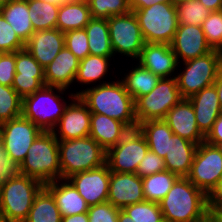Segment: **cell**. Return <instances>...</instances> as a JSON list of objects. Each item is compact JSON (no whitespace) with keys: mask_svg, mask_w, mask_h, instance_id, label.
<instances>
[{"mask_svg":"<svg viewBox=\"0 0 222 222\" xmlns=\"http://www.w3.org/2000/svg\"><path fill=\"white\" fill-rule=\"evenodd\" d=\"M114 55L137 60L145 45L140 26L133 11L107 19Z\"/></svg>","mask_w":222,"mask_h":222,"instance_id":"30bf717a","label":"cell"},{"mask_svg":"<svg viewBox=\"0 0 222 222\" xmlns=\"http://www.w3.org/2000/svg\"><path fill=\"white\" fill-rule=\"evenodd\" d=\"M216 90H217V94H218V98H219V105L220 108L222 110V70L219 73L217 80L214 83Z\"/></svg>","mask_w":222,"mask_h":222,"instance_id":"db71d44e","label":"cell"},{"mask_svg":"<svg viewBox=\"0 0 222 222\" xmlns=\"http://www.w3.org/2000/svg\"><path fill=\"white\" fill-rule=\"evenodd\" d=\"M22 116V98L12 86L0 84V123Z\"/></svg>","mask_w":222,"mask_h":222,"instance_id":"d590c367","label":"cell"},{"mask_svg":"<svg viewBox=\"0 0 222 222\" xmlns=\"http://www.w3.org/2000/svg\"><path fill=\"white\" fill-rule=\"evenodd\" d=\"M0 222H6V221L0 216Z\"/></svg>","mask_w":222,"mask_h":222,"instance_id":"be15d7a7","label":"cell"},{"mask_svg":"<svg viewBox=\"0 0 222 222\" xmlns=\"http://www.w3.org/2000/svg\"><path fill=\"white\" fill-rule=\"evenodd\" d=\"M15 62L12 87L22 99L45 86L44 68L26 49L15 52Z\"/></svg>","mask_w":222,"mask_h":222,"instance_id":"2e32d148","label":"cell"},{"mask_svg":"<svg viewBox=\"0 0 222 222\" xmlns=\"http://www.w3.org/2000/svg\"><path fill=\"white\" fill-rule=\"evenodd\" d=\"M23 49H25V43L0 12V53L17 52Z\"/></svg>","mask_w":222,"mask_h":222,"instance_id":"60d3db41","label":"cell"},{"mask_svg":"<svg viewBox=\"0 0 222 222\" xmlns=\"http://www.w3.org/2000/svg\"><path fill=\"white\" fill-rule=\"evenodd\" d=\"M170 46L178 63L206 55L213 50L206 41L202 26L196 25H178Z\"/></svg>","mask_w":222,"mask_h":222,"instance_id":"e0dca14e","label":"cell"},{"mask_svg":"<svg viewBox=\"0 0 222 222\" xmlns=\"http://www.w3.org/2000/svg\"><path fill=\"white\" fill-rule=\"evenodd\" d=\"M208 206L209 208H222V177L217 186L208 195Z\"/></svg>","mask_w":222,"mask_h":222,"instance_id":"c3c4849f","label":"cell"},{"mask_svg":"<svg viewBox=\"0 0 222 222\" xmlns=\"http://www.w3.org/2000/svg\"><path fill=\"white\" fill-rule=\"evenodd\" d=\"M179 178L174 173L164 170L142 178L145 201L159 203Z\"/></svg>","mask_w":222,"mask_h":222,"instance_id":"e575fe53","label":"cell"},{"mask_svg":"<svg viewBox=\"0 0 222 222\" xmlns=\"http://www.w3.org/2000/svg\"><path fill=\"white\" fill-rule=\"evenodd\" d=\"M68 180L75 186L89 207L108 200L110 170L107 164L76 173Z\"/></svg>","mask_w":222,"mask_h":222,"instance_id":"9a60e30c","label":"cell"},{"mask_svg":"<svg viewBox=\"0 0 222 222\" xmlns=\"http://www.w3.org/2000/svg\"><path fill=\"white\" fill-rule=\"evenodd\" d=\"M34 32L56 28L60 4L41 0H27Z\"/></svg>","mask_w":222,"mask_h":222,"instance_id":"836d02e7","label":"cell"},{"mask_svg":"<svg viewBox=\"0 0 222 222\" xmlns=\"http://www.w3.org/2000/svg\"><path fill=\"white\" fill-rule=\"evenodd\" d=\"M153 3L173 4V0H129L131 11L150 7Z\"/></svg>","mask_w":222,"mask_h":222,"instance_id":"681fc988","label":"cell"},{"mask_svg":"<svg viewBox=\"0 0 222 222\" xmlns=\"http://www.w3.org/2000/svg\"><path fill=\"white\" fill-rule=\"evenodd\" d=\"M188 1H193V0H173V4L175 6L179 5V4H182L184 2H188Z\"/></svg>","mask_w":222,"mask_h":222,"instance_id":"680465c9","label":"cell"},{"mask_svg":"<svg viewBox=\"0 0 222 222\" xmlns=\"http://www.w3.org/2000/svg\"><path fill=\"white\" fill-rule=\"evenodd\" d=\"M178 25L202 26L204 20L210 15L208 10L198 0L184 2L176 6Z\"/></svg>","mask_w":222,"mask_h":222,"instance_id":"74e56055","label":"cell"},{"mask_svg":"<svg viewBox=\"0 0 222 222\" xmlns=\"http://www.w3.org/2000/svg\"><path fill=\"white\" fill-rule=\"evenodd\" d=\"M80 60L64 47L53 61L44 67L45 85L69 89L74 84Z\"/></svg>","mask_w":222,"mask_h":222,"instance_id":"7402d4cb","label":"cell"},{"mask_svg":"<svg viewBox=\"0 0 222 222\" xmlns=\"http://www.w3.org/2000/svg\"><path fill=\"white\" fill-rule=\"evenodd\" d=\"M133 12L145 43L171 44L178 27L174 4L153 3L150 7Z\"/></svg>","mask_w":222,"mask_h":222,"instance_id":"52a82bcc","label":"cell"},{"mask_svg":"<svg viewBox=\"0 0 222 222\" xmlns=\"http://www.w3.org/2000/svg\"><path fill=\"white\" fill-rule=\"evenodd\" d=\"M11 0H0V9L3 8Z\"/></svg>","mask_w":222,"mask_h":222,"instance_id":"94428289","label":"cell"},{"mask_svg":"<svg viewBox=\"0 0 222 222\" xmlns=\"http://www.w3.org/2000/svg\"><path fill=\"white\" fill-rule=\"evenodd\" d=\"M65 47L64 32L57 28L36 31L25 43V49L44 68Z\"/></svg>","mask_w":222,"mask_h":222,"instance_id":"44dd1931","label":"cell"},{"mask_svg":"<svg viewBox=\"0 0 222 222\" xmlns=\"http://www.w3.org/2000/svg\"><path fill=\"white\" fill-rule=\"evenodd\" d=\"M148 150L146 138L140 130L131 129L116 146L106 151V164L111 172L136 173Z\"/></svg>","mask_w":222,"mask_h":222,"instance_id":"8fae6325","label":"cell"},{"mask_svg":"<svg viewBox=\"0 0 222 222\" xmlns=\"http://www.w3.org/2000/svg\"><path fill=\"white\" fill-rule=\"evenodd\" d=\"M184 65L183 71L181 66ZM180 71L176 73L177 85L182 98H189L203 88L211 86L222 70V64L216 52L178 63Z\"/></svg>","mask_w":222,"mask_h":222,"instance_id":"ba28073f","label":"cell"},{"mask_svg":"<svg viewBox=\"0 0 222 222\" xmlns=\"http://www.w3.org/2000/svg\"><path fill=\"white\" fill-rule=\"evenodd\" d=\"M166 170L165 160L156 153L148 150L147 154L143 157L142 161L136 170L139 177L143 178L155 173H159Z\"/></svg>","mask_w":222,"mask_h":222,"instance_id":"ee69618b","label":"cell"},{"mask_svg":"<svg viewBox=\"0 0 222 222\" xmlns=\"http://www.w3.org/2000/svg\"><path fill=\"white\" fill-rule=\"evenodd\" d=\"M134 222H165L159 203L143 201L122 209Z\"/></svg>","mask_w":222,"mask_h":222,"instance_id":"f35d334b","label":"cell"},{"mask_svg":"<svg viewBox=\"0 0 222 222\" xmlns=\"http://www.w3.org/2000/svg\"><path fill=\"white\" fill-rule=\"evenodd\" d=\"M44 185L29 176H18L0 184V216L6 222H24L35 196Z\"/></svg>","mask_w":222,"mask_h":222,"instance_id":"277c9868","label":"cell"},{"mask_svg":"<svg viewBox=\"0 0 222 222\" xmlns=\"http://www.w3.org/2000/svg\"><path fill=\"white\" fill-rule=\"evenodd\" d=\"M84 29L88 38L90 55L115 57L107 19L92 18Z\"/></svg>","mask_w":222,"mask_h":222,"instance_id":"1f68e13d","label":"cell"},{"mask_svg":"<svg viewBox=\"0 0 222 222\" xmlns=\"http://www.w3.org/2000/svg\"><path fill=\"white\" fill-rule=\"evenodd\" d=\"M208 219L211 222H222V208H209Z\"/></svg>","mask_w":222,"mask_h":222,"instance_id":"f5cc1de1","label":"cell"},{"mask_svg":"<svg viewBox=\"0 0 222 222\" xmlns=\"http://www.w3.org/2000/svg\"><path fill=\"white\" fill-rule=\"evenodd\" d=\"M218 151L222 154V142H217L215 145H214Z\"/></svg>","mask_w":222,"mask_h":222,"instance_id":"91938a15","label":"cell"},{"mask_svg":"<svg viewBox=\"0 0 222 222\" xmlns=\"http://www.w3.org/2000/svg\"><path fill=\"white\" fill-rule=\"evenodd\" d=\"M136 61L160 78L176 77L179 70L176 55L169 44L145 43Z\"/></svg>","mask_w":222,"mask_h":222,"instance_id":"ffe728a7","label":"cell"},{"mask_svg":"<svg viewBox=\"0 0 222 222\" xmlns=\"http://www.w3.org/2000/svg\"><path fill=\"white\" fill-rule=\"evenodd\" d=\"M165 222H205L208 196L187 177H179L159 202Z\"/></svg>","mask_w":222,"mask_h":222,"instance_id":"7a4b0ae2","label":"cell"},{"mask_svg":"<svg viewBox=\"0 0 222 222\" xmlns=\"http://www.w3.org/2000/svg\"><path fill=\"white\" fill-rule=\"evenodd\" d=\"M91 19L87 1H68L60 4L56 28L64 33L84 29Z\"/></svg>","mask_w":222,"mask_h":222,"instance_id":"83f0119b","label":"cell"},{"mask_svg":"<svg viewBox=\"0 0 222 222\" xmlns=\"http://www.w3.org/2000/svg\"><path fill=\"white\" fill-rule=\"evenodd\" d=\"M68 96L71 101L66 106L63 115L52 132L58 140L87 137L90 134L91 112L74 92H71Z\"/></svg>","mask_w":222,"mask_h":222,"instance_id":"5bb4252c","label":"cell"},{"mask_svg":"<svg viewBox=\"0 0 222 222\" xmlns=\"http://www.w3.org/2000/svg\"><path fill=\"white\" fill-rule=\"evenodd\" d=\"M15 52L0 53V84L12 86L16 73Z\"/></svg>","mask_w":222,"mask_h":222,"instance_id":"f6af8a7d","label":"cell"},{"mask_svg":"<svg viewBox=\"0 0 222 222\" xmlns=\"http://www.w3.org/2000/svg\"><path fill=\"white\" fill-rule=\"evenodd\" d=\"M20 174L43 185L61 179L58 139L53 132H42L35 139L20 165Z\"/></svg>","mask_w":222,"mask_h":222,"instance_id":"3957f363","label":"cell"},{"mask_svg":"<svg viewBox=\"0 0 222 222\" xmlns=\"http://www.w3.org/2000/svg\"><path fill=\"white\" fill-rule=\"evenodd\" d=\"M115 57H101L97 55H88L84 59L80 60L77 75L74 84L78 82L81 86L98 85L109 83L104 81L109 72L110 66L113 64L111 60ZM105 77V78H104Z\"/></svg>","mask_w":222,"mask_h":222,"instance_id":"4316f807","label":"cell"},{"mask_svg":"<svg viewBox=\"0 0 222 222\" xmlns=\"http://www.w3.org/2000/svg\"><path fill=\"white\" fill-rule=\"evenodd\" d=\"M66 92L64 88L43 86L22 99V116L36 124L43 132H52L70 102L62 97Z\"/></svg>","mask_w":222,"mask_h":222,"instance_id":"5b68a950","label":"cell"},{"mask_svg":"<svg viewBox=\"0 0 222 222\" xmlns=\"http://www.w3.org/2000/svg\"><path fill=\"white\" fill-rule=\"evenodd\" d=\"M61 222H89V217L86 212V213H81V214L64 216L62 217Z\"/></svg>","mask_w":222,"mask_h":222,"instance_id":"816d5d0a","label":"cell"},{"mask_svg":"<svg viewBox=\"0 0 222 222\" xmlns=\"http://www.w3.org/2000/svg\"><path fill=\"white\" fill-rule=\"evenodd\" d=\"M222 177V154L206 142L198 144L187 178L207 196Z\"/></svg>","mask_w":222,"mask_h":222,"instance_id":"7c38bea8","label":"cell"},{"mask_svg":"<svg viewBox=\"0 0 222 222\" xmlns=\"http://www.w3.org/2000/svg\"><path fill=\"white\" fill-rule=\"evenodd\" d=\"M216 54L218 55L219 59H220V62L222 64V39L221 41L219 42V44L213 49Z\"/></svg>","mask_w":222,"mask_h":222,"instance_id":"9f6ffc18","label":"cell"},{"mask_svg":"<svg viewBox=\"0 0 222 222\" xmlns=\"http://www.w3.org/2000/svg\"><path fill=\"white\" fill-rule=\"evenodd\" d=\"M43 131L33 122L19 116L1 123V138L10 159L19 166L25 160L28 150Z\"/></svg>","mask_w":222,"mask_h":222,"instance_id":"4fadbf2b","label":"cell"},{"mask_svg":"<svg viewBox=\"0 0 222 222\" xmlns=\"http://www.w3.org/2000/svg\"><path fill=\"white\" fill-rule=\"evenodd\" d=\"M207 43L214 49L222 39V10L211 12L202 25Z\"/></svg>","mask_w":222,"mask_h":222,"instance_id":"b9f144b4","label":"cell"},{"mask_svg":"<svg viewBox=\"0 0 222 222\" xmlns=\"http://www.w3.org/2000/svg\"><path fill=\"white\" fill-rule=\"evenodd\" d=\"M68 1H86V0H64V3Z\"/></svg>","mask_w":222,"mask_h":222,"instance_id":"6125c7cd","label":"cell"},{"mask_svg":"<svg viewBox=\"0 0 222 222\" xmlns=\"http://www.w3.org/2000/svg\"><path fill=\"white\" fill-rule=\"evenodd\" d=\"M0 12L17 36L26 43L34 33L27 0H11L0 9Z\"/></svg>","mask_w":222,"mask_h":222,"instance_id":"f1b7e54d","label":"cell"},{"mask_svg":"<svg viewBox=\"0 0 222 222\" xmlns=\"http://www.w3.org/2000/svg\"><path fill=\"white\" fill-rule=\"evenodd\" d=\"M20 174V166L12 161L0 141V181L12 179Z\"/></svg>","mask_w":222,"mask_h":222,"instance_id":"bcb514c9","label":"cell"},{"mask_svg":"<svg viewBox=\"0 0 222 222\" xmlns=\"http://www.w3.org/2000/svg\"><path fill=\"white\" fill-rule=\"evenodd\" d=\"M130 129L116 119L91 113L90 134L105 151L116 146Z\"/></svg>","mask_w":222,"mask_h":222,"instance_id":"484cf974","label":"cell"},{"mask_svg":"<svg viewBox=\"0 0 222 222\" xmlns=\"http://www.w3.org/2000/svg\"><path fill=\"white\" fill-rule=\"evenodd\" d=\"M193 105L195 118L200 132L206 137L214 122L222 113L215 85L203 88L188 98Z\"/></svg>","mask_w":222,"mask_h":222,"instance_id":"603a6c76","label":"cell"},{"mask_svg":"<svg viewBox=\"0 0 222 222\" xmlns=\"http://www.w3.org/2000/svg\"><path fill=\"white\" fill-rule=\"evenodd\" d=\"M211 12L222 10V0H198Z\"/></svg>","mask_w":222,"mask_h":222,"instance_id":"f907efd6","label":"cell"},{"mask_svg":"<svg viewBox=\"0 0 222 222\" xmlns=\"http://www.w3.org/2000/svg\"><path fill=\"white\" fill-rule=\"evenodd\" d=\"M146 138L149 150L165 158L168 152L169 140L174 134L164 120H148L137 127Z\"/></svg>","mask_w":222,"mask_h":222,"instance_id":"4dcf8cb0","label":"cell"},{"mask_svg":"<svg viewBox=\"0 0 222 222\" xmlns=\"http://www.w3.org/2000/svg\"><path fill=\"white\" fill-rule=\"evenodd\" d=\"M44 187L54 197L62 217L88 212L86 201L68 179H58Z\"/></svg>","mask_w":222,"mask_h":222,"instance_id":"cb8c5ba5","label":"cell"},{"mask_svg":"<svg viewBox=\"0 0 222 222\" xmlns=\"http://www.w3.org/2000/svg\"><path fill=\"white\" fill-rule=\"evenodd\" d=\"M92 18L108 19L129 13V0H86Z\"/></svg>","mask_w":222,"mask_h":222,"instance_id":"8d00e7d4","label":"cell"},{"mask_svg":"<svg viewBox=\"0 0 222 222\" xmlns=\"http://www.w3.org/2000/svg\"><path fill=\"white\" fill-rule=\"evenodd\" d=\"M118 222H134L133 219L126 214L122 209L119 211Z\"/></svg>","mask_w":222,"mask_h":222,"instance_id":"11a10c76","label":"cell"},{"mask_svg":"<svg viewBox=\"0 0 222 222\" xmlns=\"http://www.w3.org/2000/svg\"><path fill=\"white\" fill-rule=\"evenodd\" d=\"M181 99L176 77L160 78L147 95L134 101L138 124L148 120H163Z\"/></svg>","mask_w":222,"mask_h":222,"instance_id":"9c48e42d","label":"cell"},{"mask_svg":"<svg viewBox=\"0 0 222 222\" xmlns=\"http://www.w3.org/2000/svg\"><path fill=\"white\" fill-rule=\"evenodd\" d=\"M205 142L213 146L217 142H222V113L218 116L211 131L205 137Z\"/></svg>","mask_w":222,"mask_h":222,"instance_id":"7dc6e473","label":"cell"},{"mask_svg":"<svg viewBox=\"0 0 222 222\" xmlns=\"http://www.w3.org/2000/svg\"><path fill=\"white\" fill-rule=\"evenodd\" d=\"M62 215L52 194L43 187L35 196L28 217L24 222H61Z\"/></svg>","mask_w":222,"mask_h":222,"instance_id":"d6a6232c","label":"cell"},{"mask_svg":"<svg viewBox=\"0 0 222 222\" xmlns=\"http://www.w3.org/2000/svg\"><path fill=\"white\" fill-rule=\"evenodd\" d=\"M61 179L106 164V151L91 137L58 140Z\"/></svg>","mask_w":222,"mask_h":222,"instance_id":"8992f818","label":"cell"},{"mask_svg":"<svg viewBox=\"0 0 222 222\" xmlns=\"http://www.w3.org/2000/svg\"><path fill=\"white\" fill-rule=\"evenodd\" d=\"M134 63H136L134 65ZM132 70L124 73L120 78L125 85L126 91L133 97L134 101L144 95H147L158 83L160 77L148 69L142 67L139 63L133 62Z\"/></svg>","mask_w":222,"mask_h":222,"instance_id":"f546056e","label":"cell"},{"mask_svg":"<svg viewBox=\"0 0 222 222\" xmlns=\"http://www.w3.org/2000/svg\"><path fill=\"white\" fill-rule=\"evenodd\" d=\"M120 209L108 201L88 208L89 222H118Z\"/></svg>","mask_w":222,"mask_h":222,"instance_id":"7bdbcfd3","label":"cell"},{"mask_svg":"<svg viewBox=\"0 0 222 222\" xmlns=\"http://www.w3.org/2000/svg\"><path fill=\"white\" fill-rule=\"evenodd\" d=\"M198 144L173 134L169 140L168 152L164 158L166 170L179 177H187L190 173Z\"/></svg>","mask_w":222,"mask_h":222,"instance_id":"d4e9b609","label":"cell"},{"mask_svg":"<svg viewBox=\"0 0 222 222\" xmlns=\"http://www.w3.org/2000/svg\"><path fill=\"white\" fill-rule=\"evenodd\" d=\"M107 201L119 209L145 201L142 178L135 173L110 171Z\"/></svg>","mask_w":222,"mask_h":222,"instance_id":"ac0fdd59","label":"cell"},{"mask_svg":"<svg viewBox=\"0 0 222 222\" xmlns=\"http://www.w3.org/2000/svg\"><path fill=\"white\" fill-rule=\"evenodd\" d=\"M65 47L79 60L90 55L88 38L85 29L69 30L64 33Z\"/></svg>","mask_w":222,"mask_h":222,"instance_id":"ab89813d","label":"cell"},{"mask_svg":"<svg viewBox=\"0 0 222 222\" xmlns=\"http://www.w3.org/2000/svg\"><path fill=\"white\" fill-rule=\"evenodd\" d=\"M119 78L116 81L109 79V83L97 84L74 92L91 113L106 115L123 122L130 130L136 129L138 122L135 117L134 99Z\"/></svg>","mask_w":222,"mask_h":222,"instance_id":"6da1fadb","label":"cell"},{"mask_svg":"<svg viewBox=\"0 0 222 222\" xmlns=\"http://www.w3.org/2000/svg\"><path fill=\"white\" fill-rule=\"evenodd\" d=\"M172 132L195 144L205 142V136L200 132L193 105L188 98H182L174 105L163 119Z\"/></svg>","mask_w":222,"mask_h":222,"instance_id":"d6986e66","label":"cell"},{"mask_svg":"<svg viewBox=\"0 0 222 222\" xmlns=\"http://www.w3.org/2000/svg\"><path fill=\"white\" fill-rule=\"evenodd\" d=\"M44 2H50V3H54V4H63L64 0H41Z\"/></svg>","mask_w":222,"mask_h":222,"instance_id":"6f0895ef","label":"cell"}]
</instances>
